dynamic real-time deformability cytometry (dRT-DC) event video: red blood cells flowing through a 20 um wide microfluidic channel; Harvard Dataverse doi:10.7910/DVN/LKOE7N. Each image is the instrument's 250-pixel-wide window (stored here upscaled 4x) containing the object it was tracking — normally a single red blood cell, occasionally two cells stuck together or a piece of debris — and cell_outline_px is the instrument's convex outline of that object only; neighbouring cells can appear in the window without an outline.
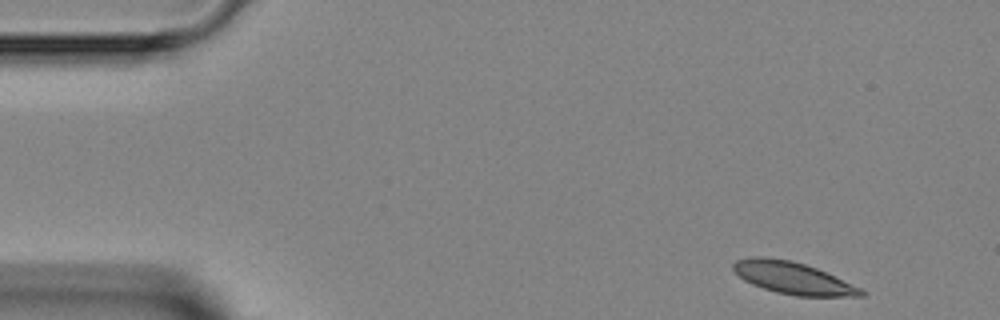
{"species": "Egyptian fruit bat (a non-hibernating species)", "species_latin": "Rousettus aegyptiacus", "temperature_condition": "room temperature", "stored_images_in_passage": 7, "camera_frame_rate_fps": 3000, "um_per_image_px": 0.085, "animal": {"sex": "female"}, "frame": {"image": 1, "passage_image": 1, "time_ms": 0.0, "image_size_px": [1000, 320], "cell_outline_px": [[868, 292], [864, 296], [796, 296], [776, 292], [752, 284], [744, 280], [732, 268], [732, 264], [736, 260], [756, 256], [760, 256], [792, 260], [816, 268], [860, 288]], "centroid_in_image_um": [67.38, 23.63], "position_along_channel_um": 17.6, "area_um2": 23.58}}
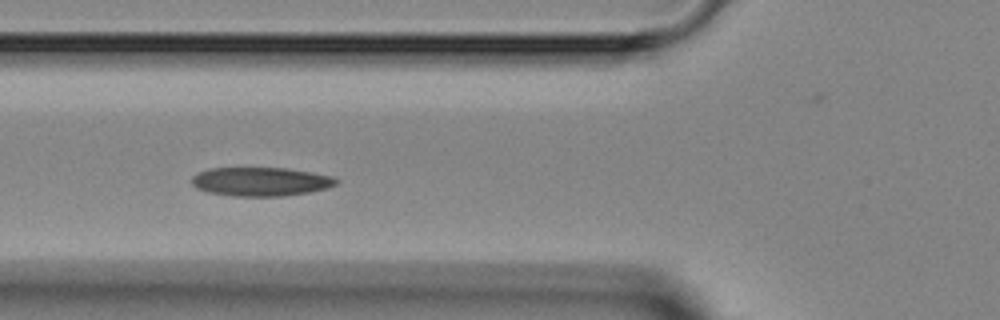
{"frame": {"image": 2, "passage_image": 4, "time_ms": 4.333, "image_size_px": [1000, 320], "cell_outline_px": [[340, 180], [336, 184], [328, 188], [308, 192], [284, 196], [232, 196], [208, 192], [196, 188], [192, 184], [192, 176], [200, 172], [212, 168], [288, 168], [312, 172], [332, 176]], "centroid_in_image_um": [22.18, 15.44], "position_along_channel_um": 103.6, "area_um2": 24.28}}
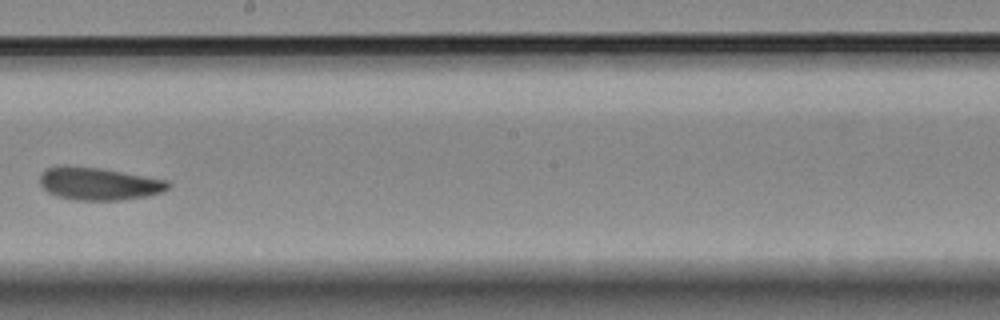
{"frame": {"image": 3, "passage_image": 7, "time_ms": 7.667, "image_size_px": [1000, 320], "cell_outline_px": [[172, 188], [148, 196], [120, 200], [72, 200], [56, 196], [48, 192], [40, 184], [40, 172], [44, 168], [56, 164], [64, 164], [100, 168], [168, 180], [172, 184]], "centroid_in_image_um": [8.36, 15.6], "position_along_channel_um": 239.8, "area_um2": 24.97}}